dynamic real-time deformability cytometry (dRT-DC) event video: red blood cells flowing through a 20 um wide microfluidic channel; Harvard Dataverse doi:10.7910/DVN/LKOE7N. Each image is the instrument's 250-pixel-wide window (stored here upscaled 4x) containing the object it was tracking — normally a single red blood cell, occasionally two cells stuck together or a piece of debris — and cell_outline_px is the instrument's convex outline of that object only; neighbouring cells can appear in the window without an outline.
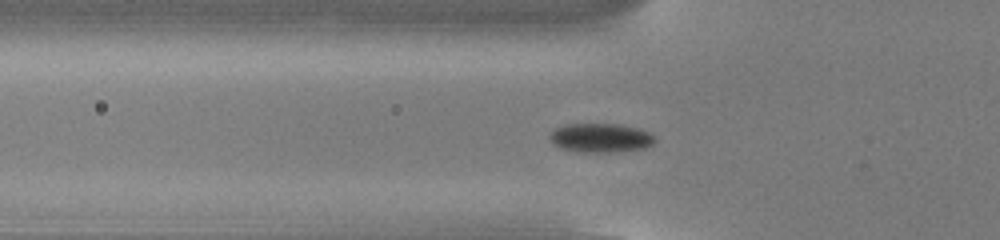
{"species": "common noctule bat (a hibernating species)", "species_latin": "Nyctalus noctula", "temperature_condition": "cold", "stored_images_in_passage": 55, "camera_frame_rate_fps": 3000, "um_per_image_px": 0.085, "animal": {"sex": "male", "body_mass_g": 13.0, "forearm_length_mm": 53.1}, "frame": {"image": 1, "passage_image": 19, "time_ms": 6.0, "image_size_px": [1000, 240], "cell_outline_px": [[656, 140], [652, 144], [644, 148], [616, 152], [580, 152], [560, 148], [552, 144], [548, 136], [556, 128], [564, 124], [620, 124], [640, 128], [656, 136]], "centroid_in_image_um": [51.06, 11.72], "position_along_channel_um": 74.7, "area_um2": 18.03}}
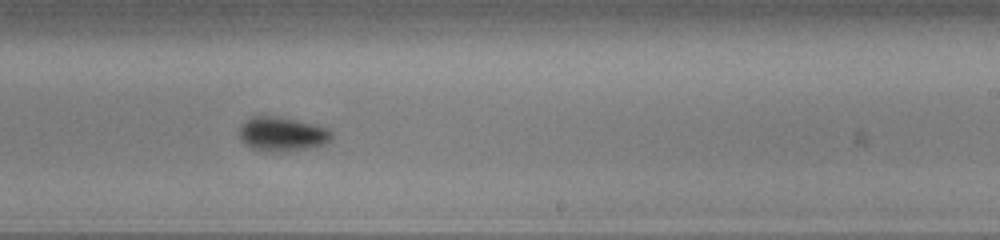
{"frame": {"image": 2, "passage_image": 34, "time_ms": 11.0, "image_size_px": [1000, 240], "cell_outline_px": [[332, 136], [324, 144], [308, 148], [284, 152], [264, 152], [252, 148], [244, 144], [240, 140], [236, 132], [240, 124], [244, 120], [252, 116], [276, 116], [296, 120], [328, 128], [332, 132]], "centroid_in_image_um": [23.88, 11.4], "position_along_channel_um": 265.1, "area_um2": 18.79}}
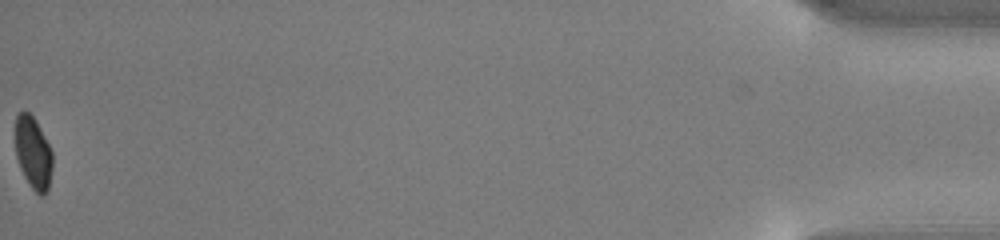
{"frame": {"image": 3, "passage_image": 55, "time_ms": 18.0, "image_size_px": [1000, 240], "cell_outline_px": [[52, 168], [48, 192], [44, 196], [40, 196], [32, 188], [24, 176], [20, 168], [16, 156], [16, 116], [20, 112], [28, 112], [36, 120], [52, 152]], "centroid_in_image_um": [2.83, 13.04], "position_along_channel_um": 432.4, "area_um2": 15.55}, "authors_computed_cell_mechanics": {"area_um2": 17.1666, "velocity_mm_per_s": 3.8111, "shape_relaxation_time_tau1_ms": 1.8651, "shape_relaxation_time_tau2_ms": null, "deformation_change_tau1": 0.0832, "deformation_change_tau2": null}}